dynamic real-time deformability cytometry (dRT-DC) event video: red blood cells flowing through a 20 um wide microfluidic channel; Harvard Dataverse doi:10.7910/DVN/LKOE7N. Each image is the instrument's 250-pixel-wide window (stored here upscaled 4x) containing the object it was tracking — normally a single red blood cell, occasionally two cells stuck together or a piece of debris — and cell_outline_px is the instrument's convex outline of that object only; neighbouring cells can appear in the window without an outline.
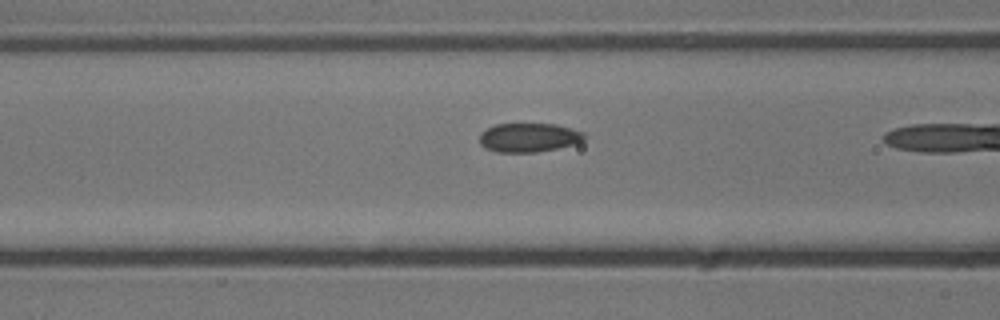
{"species": "common noctule bat (a hibernating species)", "species_latin": "Nyctalus noctula", "temperature_condition": "cold", "stored_images_in_passage": 19, "camera_frame_rate_fps": 3000, "um_per_image_px": 0.085, "animal": {"sex": "male", "body_mass_g": 13.3}, "frame": {"image": 1, "passage_image": 18, "time_ms": 5.667, "image_size_px": [1000, 320], "cell_outline_px": [[584, 140], [572, 144], [556, 148], [536, 152], [496, 152], [484, 148], [480, 144], [480, 132], [496, 124], [556, 124], [584, 132]], "centroid_in_image_um": [44.91, 11.69], "position_along_channel_um": 121.7, "area_um2": 17.57}}